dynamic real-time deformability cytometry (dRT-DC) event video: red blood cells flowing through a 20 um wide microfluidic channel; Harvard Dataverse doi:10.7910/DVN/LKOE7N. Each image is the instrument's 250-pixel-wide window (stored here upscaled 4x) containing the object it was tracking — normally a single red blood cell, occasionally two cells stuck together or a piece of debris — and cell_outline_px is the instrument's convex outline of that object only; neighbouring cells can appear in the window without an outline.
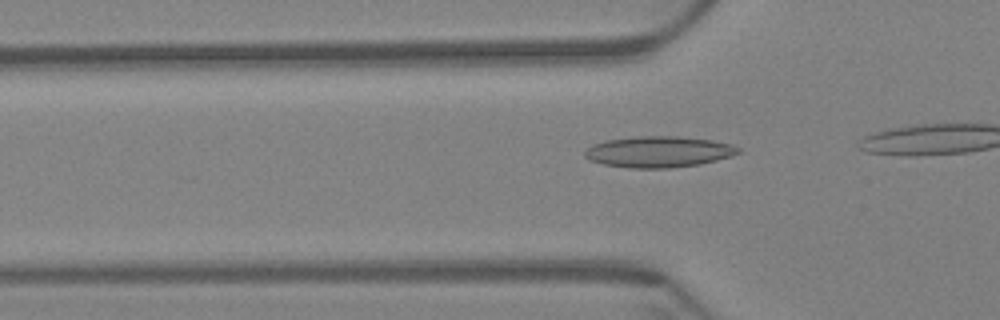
{"species": "Egyptian fruit bat (a non-hibernating species)", "species_latin": "Rousettus aegyptiacus", "temperature_condition": "warm", "stored_images_in_passage": 10, "camera_frame_rate_fps": 3000, "um_per_image_px": 0.085, "animal": {"sex": "female"}, "frame": {"image": 1, "passage_image": 4, "time_ms": 1.0, "image_size_px": [1000, 320], "cell_outline_px": [[740, 152], [732, 156], [700, 164], [672, 168], [628, 168], [604, 164], [588, 160], [584, 156], [584, 152], [592, 144], [604, 140], [636, 136], [676, 136], [712, 140], [732, 144], [740, 148]], "centroid_in_image_um": [55.97, 12.9], "position_along_channel_um": 69.8, "area_um2": 28.03}}
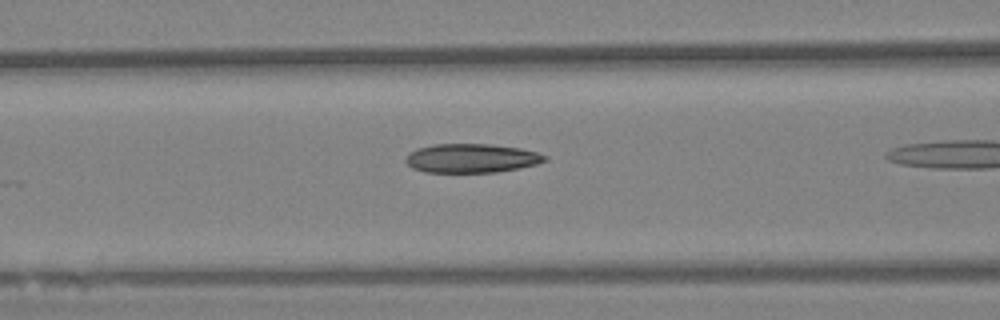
{"frame": {"image": 2, "passage_image": 9, "time_ms": 2.667, "image_size_px": [1000, 320], "cell_outline_px": [[548, 160], [536, 164], [496, 172], [424, 172], [412, 168], [404, 160], [416, 148], [432, 144], [492, 144], [520, 148], [536, 152], [548, 156]], "centroid_in_image_um": [40.07, 13.44], "position_along_channel_um": 126.5, "area_um2": 23.41}}